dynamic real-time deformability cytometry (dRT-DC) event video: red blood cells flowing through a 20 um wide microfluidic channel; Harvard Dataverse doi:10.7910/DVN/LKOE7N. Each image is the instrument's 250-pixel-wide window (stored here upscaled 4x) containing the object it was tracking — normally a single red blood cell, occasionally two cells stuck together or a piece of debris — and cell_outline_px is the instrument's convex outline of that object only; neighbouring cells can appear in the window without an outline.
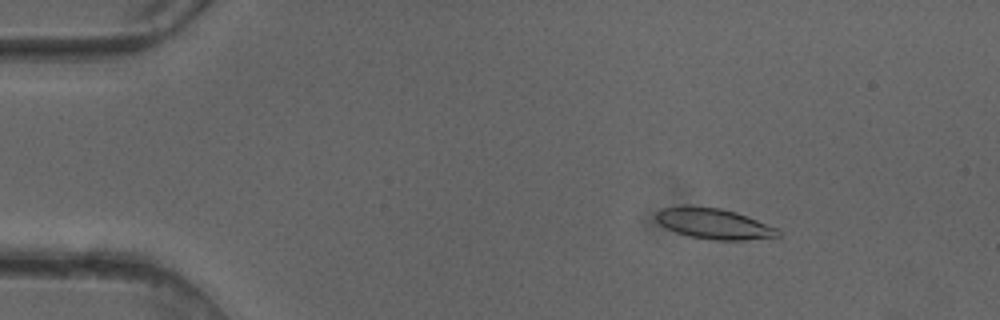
{"species": "common noctule bat (a hibernating species)", "species_latin": "Nyctalus noctula", "temperature_condition": "cold", "stored_images_in_passage": 46, "camera_frame_rate_fps": 3000, "um_per_image_px": 0.085, "animal": {"sex": "female"}, "frame": {"image": 1, "passage_image": 3, "time_ms": 0.667, "image_size_px": [1000, 320], "cell_outline_px": [[780, 236], [744, 240], [712, 240], [688, 236], [676, 232], [660, 224], [656, 220], [656, 212], [660, 208], [684, 204], [720, 208], [736, 212], [780, 228]], "centroid_in_image_um": [60.67, 18.99], "position_along_channel_um": 24.3, "area_um2": 22.14}}
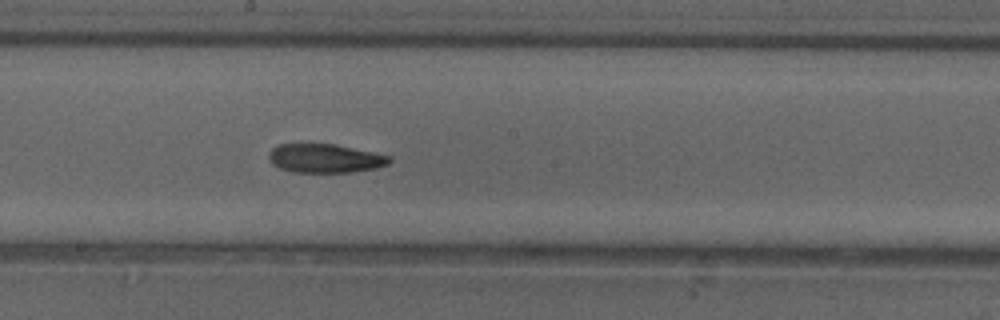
{"frame": {"image": 2, "passage_image": 23, "time_ms": 7.333, "image_size_px": [1000, 320], "cell_outline_px": [[392, 160], [388, 164], [376, 168], [352, 172], [292, 172], [280, 168], [272, 164], [268, 156], [268, 152], [272, 148], [280, 144], [336, 144], [392, 156]], "centroid_in_image_um": [27.64, 13.46], "position_along_channel_um": 220.6, "area_um2": 20.35}}
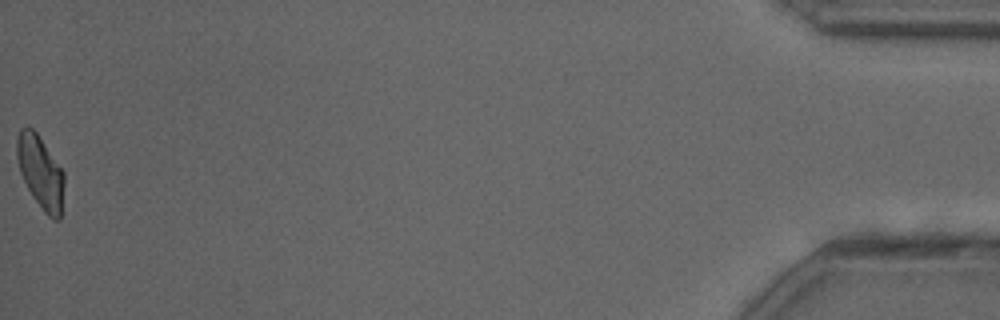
{"frame": {"image": 3, "passage_image": 46, "time_ms": 15.0, "image_size_px": [1000, 320], "cell_outline_px": [[64, 184], [60, 220], [52, 220], [44, 212], [32, 196], [20, 172], [16, 156], [16, 140], [20, 128], [32, 128], [36, 132], [64, 172]], "centroid_in_image_um": [3.44, 14.65], "position_along_channel_um": 431.8, "area_um2": 19.94}, "authors_computed_cell_mechanics": {"area_um2": 21.1837, "velocity_mm_per_s": 4.0994, "shape_relaxation_time_tau1_ms": 7.2204, "shape_relaxation_time_tau2_ms": 4.0328, "deformation_change_tau1": 0.1856, "deformation_change_tau2": 0.1147}}